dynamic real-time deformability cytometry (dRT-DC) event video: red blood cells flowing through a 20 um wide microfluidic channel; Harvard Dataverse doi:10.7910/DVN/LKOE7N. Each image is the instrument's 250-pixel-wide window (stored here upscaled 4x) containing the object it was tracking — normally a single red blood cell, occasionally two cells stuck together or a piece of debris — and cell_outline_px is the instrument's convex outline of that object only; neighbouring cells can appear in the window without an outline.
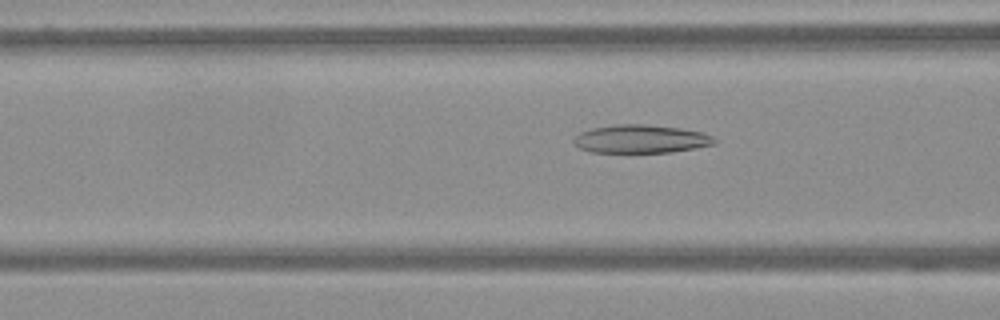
{"species": "Egyptian fruit bat (a non-hibernating species)", "species_latin": "Rousettus aegyptiacus", "temperature_condition": "warm", "stored_images_in_passage": 62, "camera_frame_rate_fps": 3000, "um_per_image_px": 0.085, "frame": {"image": 1, "passage_image": 25, "time_ms": 8.0, "image_size_px": [1000, 320], "cell_outline_px": [[716, 144], [696, 148], [672, 152], [592, 152], [580, 148], [572, 140], [580, 132], [592, 128], [616, 124], [644, 124], [680, 128], [700, 132], [712, 136], [716, 140]], "centroid_in_image_um": [54.48, 11.81], "position_along_channel_um": 112.1, "area_um2": 23.06}}
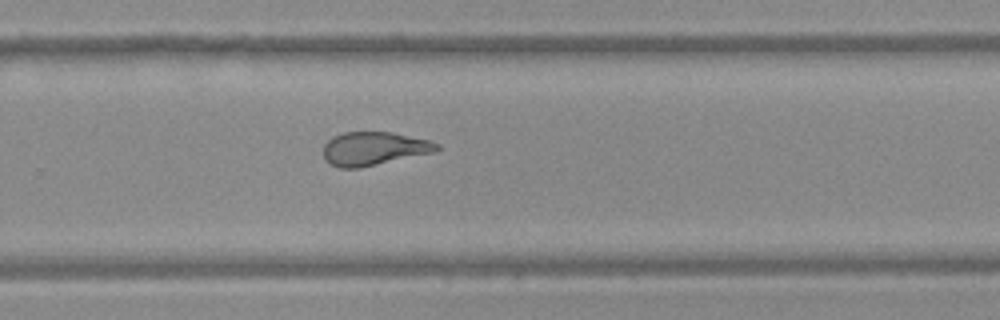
{"frame": {"image": 2, "passage_image": 42, "time_ms": 13.667, "image_size_px": [1000, 320], "cell_outline_px": [[440, 148], [436, 152], [360, 168], [340, 168], [324, 160], [324, 144], [332, 136], [344, 132], [392, 132], [428, 140], [440, 144]], "centroid_in_image_um": [31.79, 12.63], "position_along_channel_um": 298.0, "area_um2": 22.25}}
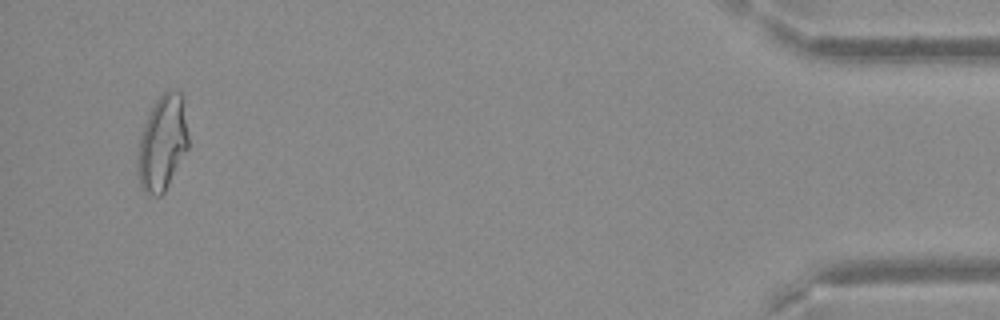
{"frame": {"image": 3, "passage_image": 60, "time_ms": 19.667, "image_size_px": [1000, 320], "cell_outline_px": [[188, 148], [164, 192], [160, 196], [152, 196], [144, 192], [140, 184], [136, 168], [136, 160], [140, 140], [148, 116], [156, 100], [168, 88], [172, 88], [180, 92], [188, 132]], "centroid_in_image_um": [13.79, 12.19], "position_along_channel_um": 421.4, "area_um2": 27.8}}